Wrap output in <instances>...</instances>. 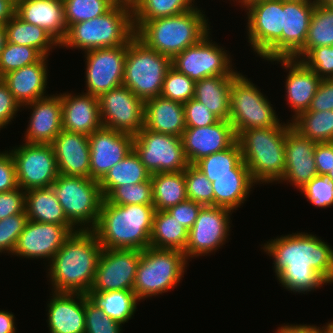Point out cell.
<instances>
[{
	"label": "cell",
	"mask_w": 333,
	"mask_h": 333,
	"mask_svg": "<svg viewBox=\"0 0 333 333\" xmlns=\"http://www.w3.org/2000/svg\"><path fill=\"white\" fill-rule=\"evenodd\" d=\"M272 257L275 279L293 294H308L333 283V248L307 232L277 236L261 244Z\"/></svg>",
	"instance_id": "cell-1"
},
{
	"label": "cell",
	"mask_w": 333,
	"mask_h": 333,
	"mask_svg": "<svg viewBox=\"0 0 333 333\" xmlns=\"http://www.w3.org/2000/svg\"><path fill=\"white\" fill-rule=\"evenodd\" d=\"M101 251L93 230L73 232L46 266L51 291L87 294L94 283Z\"/></svg>",
	"instance_id": "cell-2"
},
{
	"label": "cell",
	"mask_w": 333,
	"mask_h": 333,
	"mask_svg": "<svg viewBox=\"0 0 333 333\" xmlns=\"http://www.w3.org/2000/svg\"><path fill=\"white\" fill-rule=\"evenodd\" d=\"M153 205H117L103 199L95 232L102 249L144 250L150 246Z\"/></svg>",
	"instance_id": "cell-3"
},
{
	"label": "cell",
	"mask_w": 333,
	"mask_h": 333,
	"mask_svg": "<svg viewBox=\"0 0 333 333\" xmlns=\"http://www.w3.org/2000/svg\"><path fill=\"white\" fill-rule=\"evenodd\" d=\"M135 36L130 0H118L106 13L71 25L59 48L88 51L126 45Z\"/></svg>",
	"instance_id": "cell-4"
},
{
	"label": "cell",
	"mask_w": 333,
	"mask_h": 333,
	"mask_svg": "<svg viewBox=\"0 0 333 333\" xmlns=\"http://www.w3.org/2000/svg\"><path fill=\"white\" fill-rule=\"evenodd\" d=\"M198 7L179 15L146 21L135 31V36L148 48L172 59L210 32L209 17Z\"/></svg>",
	"instance_id": "cell-5"
},
{
	"label": "cell",
	"mask_w": 333,
	"mask_h": 333,
	"mask_svg": "<svg viewBox=\"0 0 333 333\" xmlns=\"http://www.w3.org/2000/svg\"><path fill=\"white\" fill-rule=\"evenodd\" d=\"M286 123L244 130L237 136L242 159L257 185L277 184L283 178L286 133L291 126L288 120Z\"/></svg>",
	"instance_id": "cell-6"
},
{
	"label": "cell",
	"mask_w": 333,
	"mask_h": 333,
	"mask_svg": "<svg viewBox=\"0 0 333 333\" xmlns=\"http://www.w3.org/2000/svg\"><path fill=\"white\" fill-rule=\"evenodd\" d=\"M184 252L149 246L141 250L133 291L139 301L177 287L189 265Z\"/></svg>",
	"instance_id": "cell-7"
},
{
	"label": "cell",
	"mask_w": 333,
	"mask_h": 333,
	"mask_svg": "<svg viewBox=\"0 0 333 333\" xmlns=\"http://www.w3.org/2000/svg\"><path fill=\"white\" fill-rule=\"evenodd\" d=\"M171 58L148 48L134 36L127 43L123 86L144 102L160 96Z\"/></svg>",
	"instance_id": "cell-8"
},
{
	"label": "cell",
	"mask_w": 333,
	"mask_h": 333,
	"mask_svg": "<svg viewBox=\"0 0 333 333\" xmlns=\"http://www.w3.org/2000/svg\"><path fill=\"white\" fill-rule=\"evenodd\" d=\"M51 186L66 218L77 230L96 227L104 199L99 181L59 174Z\"/></svg>",
	"instance_id": "cell-9"
},
{
	"label": "cell",
	"mask_w": 333,
	"mask_h": 333,
	"mask_svg": "<svg viewBox=\"0 0 333 333\" xmlns=\"http://www.w3.org/2000/svg\"><path fill=\"white\" fill-rule=\"evenodd\" d=\"M246 35L256 56L268 61L282 58L283 0H255L247 3Z\"/></svg>",
	"instance_id": "cell-10"
},
{
	"label": "cell",
	"mask_w": 333,
	"mask_h": 333,
	"mask_svg": "<svg viewBox=\"0 0 333 333\" xmlns=\"http://www.w3.org/2000/svg\"><path fill=\"white\" fill-rule=\"evenodd\" d=\"M262 89L240 73L230 90V118L236 136L244 130L279 126L276 110Z\"/></svg>",
	"instance_id": "cell-11"
},
{
	"label": "cell",
	"mask_w": 333,
	"mask_h": 333,
	"mask_svg": "<svg viewBox=\"0 0 333 333\" xmlns=\"http://www.w3.org/2000/svg\"><path fill=\"white\" fill-rule=\"evenodd\" d=\"M211 33L175 55L171 59V67L195 82L218 75H239L240 71L234 68L229 51L213 41Z\"/></svg>",
	"instance_id": "cell-12"
},
{
	"label": "cell",
	"mask_w": 333,
	"mask_h": 333,
	"mask_svg": "<svg viewBox=\"0 0 333 333\" xmlns=\"http://www.w3.org/2000/svg\"><path fill=\"white\" fill-rule=\"evenodd\" d=\"M133 150L152 174L185 171L189 163L182 137L157 133L144 127L134 135Z\"/></svg>",
	"instance_id": "cell-13"
},
{
	"label": "cell",
	"mask_w": 333,
	"mask_h": 333,
	"mask_svg": "<svg viewBox=\"0 0 333 333\" xmlns=\"http://www.w3.org/2000/svg\"><path fill=\"white\" fill-rule=\"evenodd\" d=\"M12 148L9 151L15 162L18 187L28 191L53 184L59 172L51 144L22 142Z\"/></svg>",
	"instance_id": "cell-14"
},
{
	"label": "cell",
	"mask_w": 333,
	"mask_h": 333,
	"mask_svg": "<svg viewBox=\"0 0 333 333\" xmlns=\"http://www.w3.org/2000/svg\"><path fill=\"white\" fill-rule=\"evenodd\" d=\"M233 211L219 206H203L188 231L184 255L187 261L202 256H210L230 240ZM227 240V241H226Z\"/></svg>",
	"instance_id": "cell-15"
},
{
	"label": "cell",
	"mask_w": 333,
	"mask_h": 333,
	"mask_svg": "<svg viewBox=\"0 0 333 333\" xmlns=\"http://www.w3.org/2000/svg\"><path fill=\"white\" fill-rule=\"evenodd\" d=\"M85 57V91L99 97L123 84L127 44L83 52Z\"/></svg>",
	"instance_id": "cell-16"
},
{
	"label": "cell",
	"mask_w": 333,
	"mask_h": 333,
	"mask_svg": "<svg viewBox=\"0 0 333 333\" xmlns=\"http://www.w3.org/2000/svg\"><path fill=\"white\" fill-rule=\"evenodd\" d=\"M103 127L136 135L144 127L145 102L121 85L98 97Z\"/></svg>",
	"instance_id": "cell-17"
},
{
	"label": "cell",
	"mask_w": 333,
	"mask_h": 333,
	"mask_svg": "<svg viewBox=\"0 0 333 333\" xmlns=\"http://www.w3.org/2000/svg\"><path fill=\"white\" fill-rule=\"evenodd\" d=\"M141 250L102 249L89 292L133 290Z\"/></svg>",
	"instance_id": "cell-18"
},
{
	"label": "cell",
	"mask_w": 333,
	"mask_h": 333,
	"mask_svg": "<svg viewBox=\"0 0 333 333\" xmlns=\"http://www.w3.org/2000/svg\"><path fill=\"white\" fill-rule=\"evenodd\" d=\"M71 234L64 225L28 220L12 255L28 260L46 259L45 264H49Z\"/></svg>",
	"instance_id": "cell-19"
},
{
	"label": "cell",
	"mask_w": 333,
	"mask_h": 333,
	"mask_svg": "<svg viewBox=\"0 0 333 333\" xmlns=\"http://www.w3.org/2000/svg\"><path fill=\"white\" fill-rule=\"evenodd\" d=\"M134 135L105 127L89 135L90 178L100 181L133 150Z\"/></svg>",
	"instance_id": "cell-20"
},
{
	"label": "cell",
	"mask_w": 333,
	"mask_h": 333,
	"mask_svg": "<svg viewBox=\"0 0 333 333\" xmlns=\"http://www.w3.org/2000/svg\"><path fill=\"white\" fill-rule=\"evenodd\" d=\"M316 142L300 134L290 126L285 141V171L278 182L292 185L300 191L307 183L318 175L314 150Z\"/></svg>",
	"instance_id": "cell-21"
},
{
	"label": "cell",
	"mask_w": 333,
	"mask_h": 333,
	"mask_svg": "<svg viewBox=\"0 0 333 333\" xmlns=\"http://www.w3.org/2000/svg\"><path fill=\"white\" fill-rule=\"evenodd\" d=\"M236 141L237 136L229 120H219L203 127H186L182 135L184 154L189 164L224 151Z\"/></svg>",
	"instance_id": "cell-22"
},
{
	"label": "cell",
	"mask_w": 333,
	"mask_h": 333,
	"mask_svg": "<svg viewBox=\"0 0 333 333\" xmlns=\"http://www.w3.org/2000/svg\"><path fill=\"white\" fill-rule=\"evenodd\" d=\"M280 64L288 72L285 80V101L293 112L289 122L300 113L308 110L322 79L301 60L294 58H274L268 60Z\"/></svg>",
	"instance_id": "cell-23"
},
{
	"label": "cell",
	"mask_w": 333,
	"mask_h": 333,
	"mask_svg": "<svg viewBox=\"0 0 333 333\" xmlns=\"http://www.w3.org/2000/svg\"><path fill=\"white\" fill-rule=\"evenodd\" d=\"M23 110H32L23 142L51 144L62 129V103L60 93L27 103Z\"/></svg>",
	"instance_id": "cell-24"
},
{
	"label": "cell",
	"mask_w": 333,
	"mask_h": 333,
	"mask_svg": "<svg viewBox=\"0 0 333 333\" xmlns=\"http://www.w3.org/2000/svg\"><path fill=\"white\" fill-rule=\"evenodd\" d=\"M51 293L46 307L49 333H85V294Z\"/></svg>",
	"instance_id": "cell-25"
},
{
	"label": "cell",
	"mask_w": 333,
	"mask_h": 333,
	"mask_svg": "<svg viewBox=\"0 0 333 333\" xmlns=\"http://www.w3.org/2000/svg\"><path fill=\"white\" fill-rule=\"evenodd\" d=\"M77 94L72 91L60 93L62 129L89 136L103 127L99 100L98 97L84 91Z\"/></svg>",
	"instance_id": "cell-26"
},
{
	"label": "cell",
	"mask_w": 333,
	"mask_h": 333,
	"mask_svg": "<svg viewBox=\"0 0 333 333\" xmlns=\"http://www.w3.org/2000/svg\"><path fill=\"white\" fill-rule=\"evenodd\" d=\"M51 145L60 175L90 178L88 135L62 130Z\"/></svg>",
	"instance_id": "cell-27"
},
{
	"label": "cell",
	"mask_w": 333,
	"mask_h": 333,
	"mask_svg": "<svg viewBox=\"0 0 333 333\" xmlns=\"http://www.w3.org/2000/svg\"><path fill=\"white\" fill-rule=\"evenodd\" d=\"M48 58L49 56H43L38 62L11 71L1 78L21 107L50 95L46 93Z\"/></svg>",
	"instance_id": "cell-28"
},
{
	"label": "cell",
	"mask_w": 333,
	"mask_h": 333,
	"mask_svg": "<svg viewBox=\"0 0 333 333\" xmlns=\"http://www.w3.org/2000/svg\"><path fill=\"white\" fill-rule=\"evenodd\" d=\"M315 5L283 0L282 58H292L304 46Z\"/></svg>",
	"instance_id": "cell-29"
},
{
	"label": "cell",
	"mask_w": 333,
	"mask_h": 333,
	"mask_svg": "<svg viewBox=\"0 0 333 333\" xmlns=\"http://www.w3.org/2000/svg\"><path fill=\"white\" fill-rule=\"evenodd\" d=\"M15 14L27 23L42 27L59 44L65 39L67 25L62 0H18Z\"/></svg>",
	"instance_id": "cell-30"
},
{
	"label": "cell",
	"mask_w": 333,
	"mask_h": 333,
	"mask_svg": "<svg viewBox=\"0 0 333 333\" xmlns=\"http://www.w3.org/2000/svg\"><path fill=\"white\" fill-rule=\"evenodd\" d=\"M144 128L182 137L186 129L183 103L162 96L145 101Z\"/></svg>",
	"instance_id": "cell-31"
},
{
	"label": "cell",
	"mask_w": 333,
	"mask_h": 333,
	"mask_svg": "<svg viewBox=\"0 0 333 333\" xmlns=\"http://www.w3.org/2000/svg\"><path fill=\"white\" fill-rule=\"evenodd\" d=\"M25 211L28 220L64 225L72 233L77 231L66 218L52 186L25 191Z\"/></svg>",
	"instance_id": "cell-32"
},
{
	"label": "cell",
	"mask_w": 333,
	"mask_h": 333,
	"mask_svg": "<svg viewBox=\"0 0 333 333\" xmlns=\"http://www.w3.org/2000/svg\"><path fill=\"white\" fill-rule=\"evenodd\" d=\"M238 75H218L195 82L194 99L207 106L220 120L230 118V90Z\"/></svg>",
	"instance_id": "cell-33"
},
{
	"label": "cell",
	"mask_w": 333,
	"mask_h": 333,
	"mask_svg": "<svg viewBox=\"0 0 333 333\" xmlns=\"http://www.w3.org/2000/svg\"><path fill=\"white\" fill-rule=\"evenodd\" d=\"M207 179L212 183L214 206L228 208L233 212L241 208L252 188L257 185L251 175L210 176Z\"/></svg>",
	"instance_id": "cell-34"
},
{
	"label": "cell",
	"mask_w": 333,
	"mask_h": 333,
	"mask_svg": "<svg viewBox=\"0 0 333 333\" xmlns=\"http://www.w3.org/2000/svg\"><path fill=\"white\" fill-rule=\"evenodd\" d=\"M87 296L105 315L122 325L133 318L140 302L133 290L88 292Z\"/></svg>",
	"instance_id": "cell-35"
},
{
	"label": "cell",
	"mask_w": 333,
	"mask_h": 333,
	"mask_svg": "<svg viewBox=\"0 0 333 333\" xmlns=\"http://www.w3.org/2000/svg\"><path fill=\"white\" fill-rule=\"evenodd\" d=\"M7 41L16 45H26L38 49L44 56L60 44L42 27L23 21L16 14L5 24Z\"/></svg>",
	"instance_id": "cell-36"
},
{
	"label": "cell",
	"mask_w": 333,
	"mask_h": 333,
	"mask_svg": "<svg viewBox=\"0 0 333 333\" xmlns=\"http://www.w3.org/2000/svg\"><path fill=\"white\" fill-rule=\"evenodd\" d=\"M151 179V173L132 150L120 162L114 165L99 181L101 192L105 198L115 187L137 184Z\"/></svg>",
	"instance_id": "cell-37"
},
{
	"label": "cell",
	"mask_w": 333,
	"mask_h": 333,
	"mask_svg": "<svg viewBox=\"0 0 333 333\" xmlns=\"http://www.w3.org/2000/svg\"><path fill=\"white\" fill-rule=\"evenodd\" d=\"M188 230L166 210L155 211L150 246L158 249H174L184 252Z\"/></svg>",
	"instance_id": "cell-38"
},
{
	"label": "cell",
	"mask_w": 333,
	"mask_h": 333,
	"mask_svg": "<svg viewBox=\"0 0 333 333\" xmlns=\"http://www.w3.org/2000/svg\"><path fill=\"white\" fill-rule=\"evenodd\" d=\"M151 181L155 211L167 210L188 199L184 171L154 173Z\"/></svg>",
	"instance_id": "cell-39"
},
{
	"label": "cell",
	"mask_w": 333,
	"mask_h": 333,
	"mask_svg": "<svg viewBox=\"0 0 333 333\" xmlns=\"http://www.w3.org/2000/svg\"><path fill=\"white\" fill-rule=\"evenodd\" d=\"M206 177L223 175H251L242 159L241 148L236 141L231 147L201 158L194 164Z\"/></svg>",
	"instance_id": "cell-40"
},
{
	"label": "cell",
	"mask_w": 333,
	"mask_h": 333,
	"mask_svg": "<svg viewBox=\"0 0 333 333\" xmlns=\"http://www.w3.org/2000/svg\"><path fill=\"white\" fill-rule=\"evenodd\" d=\"M130 2L135 31L146 21L179 15L197 7L195 0H130Z\"/></svg>",
	"instance_id": "cell-41"
},
{
	"label": "cell",
	"mask_w": 333,
	"mask_h": 333,
	"mask_svg": "<svg viewBox=\"0 0 333 333\" xmlns=\"http://www.w3.org/2000/svg\"><path fill=\"white\" fill-rule=\"evenodd\" d=\"M332 45L333 9L316 0L305 44L292 58L301 60L315 47Z\"/></svg>",
	"instance_id": "cell-42"
},
{
	"label": "cell",
	"mask_w": 333,
	"mask_h": 333,
	"mask_svg": "<svg viewBox=\"0 0 333 333\" xmlns=\"http://www.w3.org/2000/svg\"><path fill=\"white\" fill-rule=\"evenodd\" d=\"M291 126L316 143L333 142V110H307L293 119Z\"/></svg>",
	"instance_id": "cell-43"
},
{
	"label": "cell",
	"mask_w": 333,
	"mask_h": 333,
	"mask_svg": "<svg viewBox=\"0 0 333 333\" xmlns=\"http://www.w3.org/2000/svg\"><path fill=\"white\" fill-rule=\"evenodd\" d=\"M67 29L106 13L118 0H62Z\"/></svg>",
	"instance_id": "cell-44"
},
{
	"label": "cell",
	"mask_w": 333,
	"mask_h": 333,
	"mask_svg": "<svg viewBox=\"0 0 333 333\" xmlns=\"http://www.w3.org/2000/svg\"><path fill=\"white\" fill-rule=\"evenodd\" d=\"M104 199L117 205H153L152 181L115 187Z\"/></svg>",
	"instance_id": "cell-45"
},
{
	"label": "cell",
	"mask_w": 333,
	"mask_h": 333,
	"mask_svg": "<svg viewBox=\"0 0 333 333\" xmlns=\"http://www.w3.org/2000/svg\"><path fill=\"white\" fill-rule=\"evenodd\" d=\"M43 56L38 49L7 41L0 55V78L11 71L38 62Z\"/></svg>",
	"instance_id": "cell-46"
},
{
	"label": "cell",
	"mask_w": 333,
	"mask_h": 333,
	"mask_svg": "<svg viewBox=\"0 0 333 333\" xmlns=\"http://www.w3.org/2000/svg\"><path fill=\"white\" fill-rule=\"evenodd\" d=\"M187 198L202 206H214L212 183L194 164L184 171Z\"/></svg>",
	"instance_id": "cell-47"
},
{
	"label": "cell",
	"mask_w": 333,
	"mask_h": 333,
	"mask_svg": "<svg viewBox=\"0 0 333 333\" xmlns=\"http://www.w3.org/2000/svg\"><path fill=\"white\" fill-rule=\"evenodd\" d=\"M195 81L171 67L164 78L160 96L186 103L194 97Z\"/></svg>",
	"instance_id": "cell-48"
},
{
	"label": "cell",
	"mask_w": 333,
	"mask_h": 333,
	"mask_svg": "<svg viewBox=\"0 0 333 333\" xmlns=\"http://www.w3.org/2000/svg\"><path fill=\"white\" fill-rule=\"evenodd\" d=\"M123 325L98 308L85 294V333H121Z\"/></svg>",
	"instance_id": "cell-49"
},
{
	"label": "cell",
	"mask_w": 333,
	"mask_h": 333,
	"mask_svg": "<svg viewBox=\"0 0 333 333\" xmlns=\"http://www.w3.org/2000/svg\"><path fill=\"white\" fill-rule=\"evenodd\" d=\"M27 221L26 211L0 220V254H13Z\"/></svg>",
	"instance_id": "cell-50"
},
{
	"label": "cell",
	"mask_w": 333,
	"mask_h": 333,
	"mask_svg": "<svg viewBox=\"0 0 333 333\" xmlns=\"http://www.w3.org/2000/svg\"><path fill=\"white\" fill-rule=\"evenodd\" d=\"M301 194L317 208L333 206V181L323 175L315 176L302 189Z\"/></svg>",
	"instance_id": "cell-51"
},
{
	"label": "cell",
	"mask_w": 333,
	"mask_h": 333,
	"mask_svg": "<svg viewBox=\"0 0 333 333\" xmlns=\"http://www.w3.org/2000/svg\"><path fill=\"white\" fill-rule=\"evenodd\" d=\"M301 61L321 79H333V45L315 47Z\"/></svg>",
	"instance_id": "cell-52"
},
{
	"label": "cell",
	"mask_w": 333,
	"mask_h": 333,
	"mask_svg": "<svg viewBox=\"0 0 333 333\" xmlns=\"http://www.w3.org/2000/svg\"><path fill=\"white\" fill-rule=\"evenodd\" d=\"M186 127L213 125L220 119L206 105L192 98L183 104Z\"/></svg>",
	"instance_id": "cell-53"
},
{
	"label": "cell",
	"mask_w": 333,
	"mask_h": 333,
	"mask_svg": "<svg viewBox=\"0 0 333 333\" xmlns=\"http://www.w3.org/2000/svg\"><path fill=\"white\" fill-rule=\"evenodd\" d=\"M21 112L20 104L14 99L6 83L0 78V131L7 128L8 124Z\"/></svg>",
	"instance_id": "cell-54"
},
{
	"label": "cell",
	"mask_w": 333,
	"mask_h": 333,
	"mask_svg": "<svg viewBox=\"0 0 333 333\" xmlns=\"http://www.w3.org/2000/svg\"><path fill=\"white\" fill-rule=\"evenodd\" d=\"M25 211V190L20 187L0 193V220Z\"/></svg>",
	"instance_id": "cell-55"
},
{
	"label": "cell",
	"mask_w": 333,
	"mask_h": 333,
	"mask_svg": "<svg viewBox=\"0 0 333 333\" xmlns=\"http://www.w3.org/2000/svg\"><path fill=\"white\" fill-rule=\"evenodd\" d=\"M202 207L198 202L187 199L168 208L166 211L189 231L193 227Z\"/></svg>",
	"instance_id": "cell-56"
},
{
	"label": "cell",
	"mask_w": 333,
	"mask_h": 333,
	"mask_svg": "<svg viewBox=\"0 0 333 333\" xmlns=\"http://www.w3.org/2000/svg\"><path fill=\"white\" fill-rule=\"evenodd\" d=\"M18 188L16 167L10 151H0V193Z\"/></svg>",
	"instance_id": "cell-57"
},
{
	"label": "cell",
	"mask_w": 333,
	"mask_h": 333,
	"mask_svg": "<svg viewBox=\"0 0 333 333\" xmlns=\"http://www.w3.org/2000/svg\"><path fill=\"white\" fill-rule=\"evenodd\" d=\"M333 110V79H322L308 111Z\"/></svg>",
	"instance_id": "cell-58"
},
{
	"label": "cell",
	"mask_w": 333,
	"mask_h": 333,
	"mask_svg": "<svg viewBox=\"0 0 333 333\" xmlns=\"http://www.w3.org/2000/svg\"><path fill=\"white\" fill-rule=\"evenodd\" d=\"M314 158L318 175L326 176L333 167V142L317 143Z\"/></svg>",
	"instance_id": "cell-59"
},
{
	"label": "cell",
	"mask_w": 333,
	"mask_h": 333,
	"mask_svg": "<svg viewBox=\"0 0 333 333\" xmlns=\"http://www.w3.org/2000/svg\"><path fill=\"white\" fill-rule=\"evenodd\" d=\"M274 333H320L319 326L311 324H282Z\"/></svg>",
	"instance_id": "cell-60"
},
{
	"label": "cell",
	"mask_w": 333,
	"mask_h": 333,
	"mask_svg": "<svg viewBox=\"0 0 333 333\" xmlns=\"http://www.w3.org/2000/svg\"><path fill=\"white\" fill-rule=\"evenodd\" d=\"M15 318L12 312L0 310V333H16Z\"/></svg>",
	"instance_id": "cell-61"
},
{
	"label": "cell",
	"mask_w": 333,
	"mask_h": 333,
	"mask_svg": "<svg viewBox=\"0 0 333 333\" xmlns=\"http://www.w3.org/2000/svg\"><path fill=\"white\" fill-rule=\"evenodd\" d=\"M16 12V4L12 0H0V26L13 18Z\"/></svg>",
	"instance_id": "cell-62"
},
{
	"label": "cell",
	"mask_w": 333,
	"mask_h": 333,
	"mask_svg": "<svg viewBox=\"0 0 333 333\" xmlns=\"http://www.w3.org/2000/svg\"><path fill=\"white\" fill-rule=\"evenodd\" d=\"M7 43V34L5 30V26H0V55L2 50L4 49Z\"/></svg>",
	"instance_id": "cell-63"
},
{
	"label": "cell",
	"mask_w": 333,
	"mask_h": 333,
	"mask_svg": "<svg viewBox=\"0 0 333 333\" xmlns=\"http://www.w3.org/2000/svg\"><path fill=\"white\" fill-rule=\"evenodd\" d=\"M320 333H333V320L328 321L326 325L319 326Z\"/></svg>",
	"instance_id": "cell-64"
},
{
	"label": "cell",
	"mask_w": 333,
	"mask_h": 333,
	"mask_svg": "<svg viewBox=\"0 0 333 333\" xmlns=\"http://www.w3.org/2000/svg\"><path fill=\"white\" fill-rule=\"evenodd\" d=\"M231 1H233L234 4H235V2H236L237 5L239 4V6L242 9L247 3H250V2L255 1V0H230V2Z\"/></svg>",
	"instance_id": "cell-65"
},
{
	"label": "cell",
	"mask_w": 333,
	"mask_h": 333,
	"mask_svg": "<svg viewBox=\"0 0 333 333\" xmlns=\"http://www.w3.org/2000/svg\"><path fill=\"white\" fill-rule=\"evenodd\" d=\"M318 1L324 4L325 6L333 9V0H318Z\"/></svg>",
	"instance_id": "cell-66"
},
{
	"label": "cell",
	"mask_w": 333,
	"mask_h": 333,
	"mask_svg": "<svg viewBox=\"0 0 333 333\" xmlns=\"http://www.w3.org/2000/svg\"><path fill=\"white\" fill-rule=\"evenodd\" d=\"M326 177L333 181V167L331 171L326 175Z\"/></svg>",
	"instance_id": "cell-67"
},
{
	"label": "cell",
	"mask_w": 333,
	"mask_h": 333,
	"mask_svg": "<svg viewBox=\"0 0 333 333\" xmlns=\"http://www.w3.org/2000/svg\"><path fill=\"white\" fill-rule=\"evenodd\" d=\"M291 1H316V0H291Z\"/></svg>",
	"instance_id": "cell-68"
}]
</instances>
